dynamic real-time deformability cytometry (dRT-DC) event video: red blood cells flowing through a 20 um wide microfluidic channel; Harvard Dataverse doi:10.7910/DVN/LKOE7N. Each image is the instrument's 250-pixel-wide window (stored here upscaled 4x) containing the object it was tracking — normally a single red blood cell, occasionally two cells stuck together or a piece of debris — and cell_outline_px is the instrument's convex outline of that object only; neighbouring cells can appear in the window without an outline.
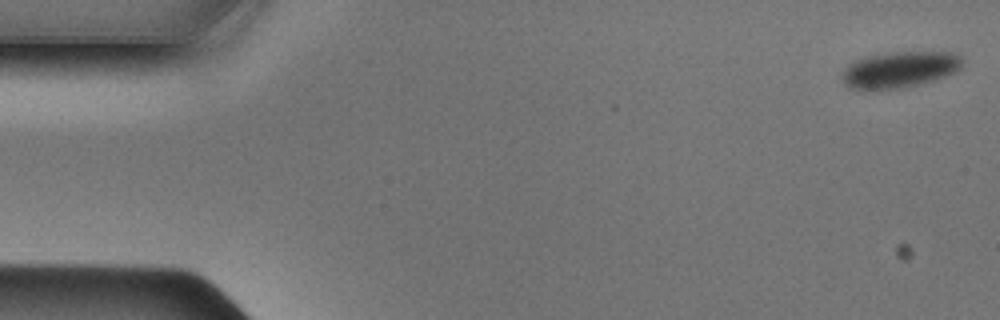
{"species": "Egyptian fruit bat (a non-hibernating species)", "species_latin": "Rousettus aegyptiacus", "temperature_condition": "cold", "stored_images_in_passage": 48, "camera_frame_rate_fps": 3000, "um_per_image_px": 0.085, "animal": {"sex": "male"}, "frame": {"image": 1, "passage_image": 1, "time_ms": 0.0, "image_size_px": [1000, 320], "cell_outline_px": [[964, 60], [960, 68], [956, 72], [932, 80], [904, 88], [848, 88], [844, 84], [840, 76], [844, 68], [848, 64], [856, 60], [868, 56], [892, 52], [956, 52]], "centroid_in_image_um": [76.48, 5.9], "position_along_channel_um": 8.5, "area_um2": 25.2}}
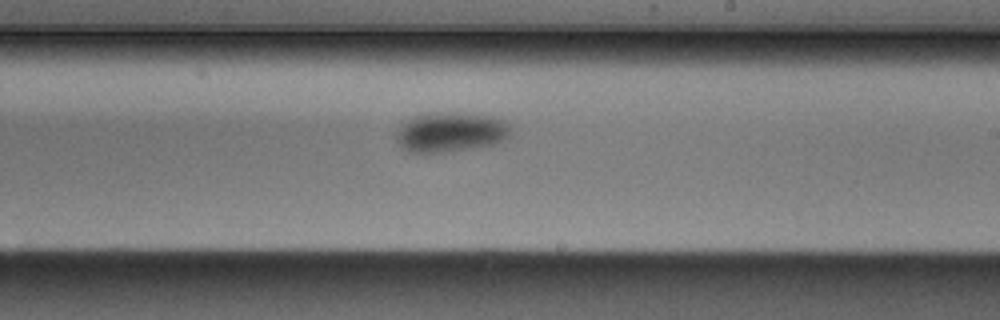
{"frame": {"image": 2, "passage_image": 28, "time_ms": 9.0, "image_size_px": [1000, 320], "cell_outline_px": [[512, 132], [504, 140], [492, 144], [472, 148], [444, 152], [408, 152], [396, 140], [396, 132], [412, 116], [420, 112], [456, 112], [492, 116], [504, 120], [508, 124]], "centroid_in_image_um": [38.3, 11.2], "position_along_channel_um": 250.7, "area_um2": 26.65}}
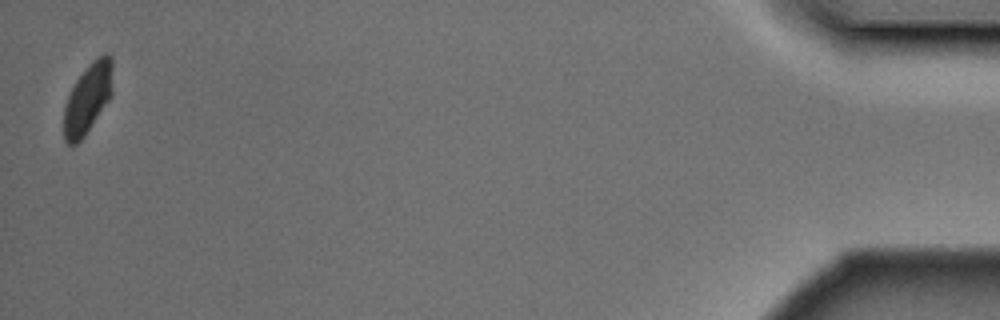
{"frame": {"image": 3, "passage_image": 48, "time_ms": 15.667, "image_size_px": [1000, 320], "cell_outline_px": [[112, 96], [84, 136], [72, 148], [64, 140], [64, 108], [68, 96], [76, 80], [88, 64], [92, 60], [104, 52], [108, 52], [112, 56]], "centroid_in_image_um": [7.47, 8.35], "position_along_channel_um": 427.7, "area_um2": 20.11}}